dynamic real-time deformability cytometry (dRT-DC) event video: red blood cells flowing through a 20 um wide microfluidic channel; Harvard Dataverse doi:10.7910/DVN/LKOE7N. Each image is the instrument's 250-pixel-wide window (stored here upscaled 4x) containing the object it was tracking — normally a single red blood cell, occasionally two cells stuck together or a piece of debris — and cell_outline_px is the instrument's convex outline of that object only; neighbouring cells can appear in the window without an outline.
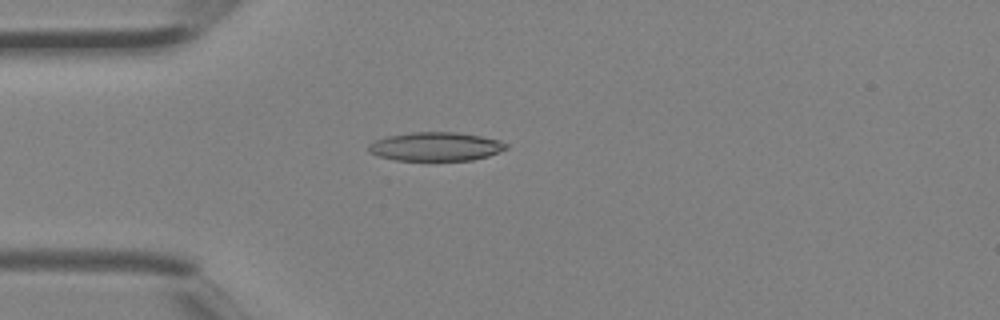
{"species": "Egyptian fruit bat (a non-hibernating species)", "species_latin": "Rousettus aegyptiacus", "temperature_condition": "room temperature", "stored_images_in_passage": 2, "camera_frame_rate_fps": 3000, "um_per_image_px": 0.085, "animal": {"sex": "female"}, "frame": {"image": 1, "passage_image": 2, "time_ms": 0.333, "image_size_px": [1000, 320], "cell_outline_px": [[508, 148], [488, 156], [472, 160], [396, 160], [380, 156], [368, 152], [368, 144], [376, 140], [388, 136], [412, 132], [460, 132], [500, 140], [508, 144]], "centroid_in_image_um": [37.05, 12.45], "position_along_channel_um": 47.9, "area_um2": 23.0}}